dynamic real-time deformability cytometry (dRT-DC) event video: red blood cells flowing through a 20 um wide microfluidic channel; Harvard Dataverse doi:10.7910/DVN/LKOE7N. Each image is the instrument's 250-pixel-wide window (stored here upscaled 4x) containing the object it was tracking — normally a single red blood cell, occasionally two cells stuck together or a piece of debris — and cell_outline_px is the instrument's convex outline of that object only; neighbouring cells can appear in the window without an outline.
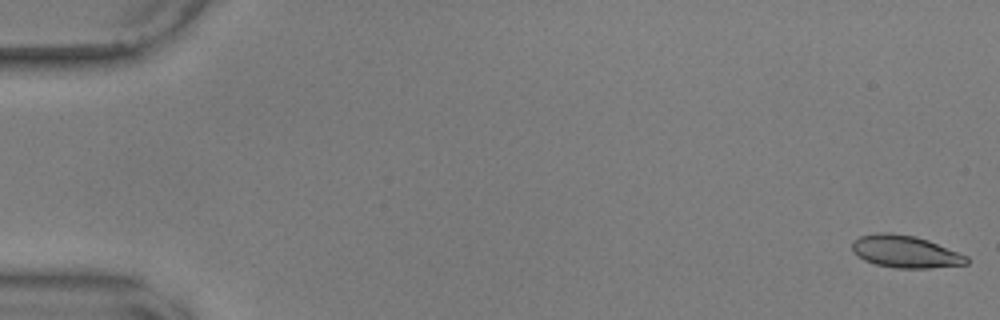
{"species": "common noctule bat (a hibernating species)", "species_latin": "Nyctalus noctula", "temperature_condition": "warm", "stored_images_in_passage": 57, "camera_frame_rate_fps": 3000, "um_per_image_px": 0.085, "animal": {"sex": "male", "body_mass_g": 17.9, "forearm_length_mm": 54.2}, "frame": {"image": 1, "passage_image": 1, "time_ms": 0.0, "image_size_px": [1000, 320], "cell_outline_px": [[968, 264], [932, 268], [896, 268], [876, 264], [864, 260], [852, 252], [852, 240], [860, 236], [876, 232], [888, 232], [916, 236], [928, 240], [968, 256]], "centroid_in_image_um": [76.93, 21.38], "position_along_channel_um": 8.1, "area_um2": 21.68}}
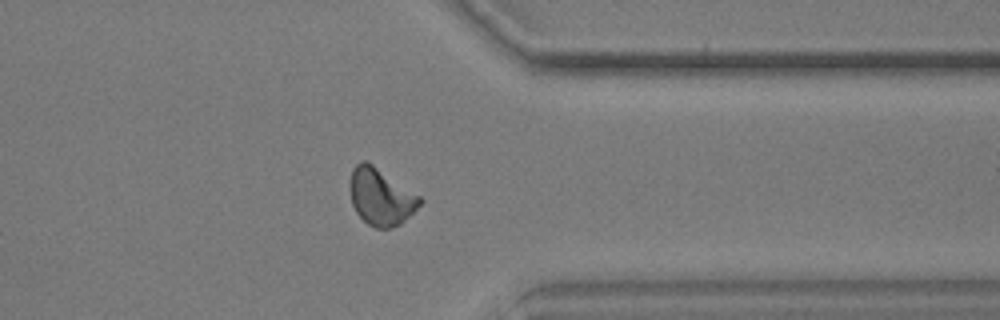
{"frame": {"image": 2, "passage_image": 45, "time_ms": 14.667, "image_size_px": [1000, 320], "cell_outline_px": [[424, 200], [400, 224], [392, 228], [376, 228], [368, 224], [356, 212], [352, 204], [348, 184], [352, 168], [360, 160], [364, 160], [372, 164], [420, 196]], "centroid_in_image_um": [32.33, 16.71], "position_along_channel_um": 379.1, "area_um2": 23.06}}
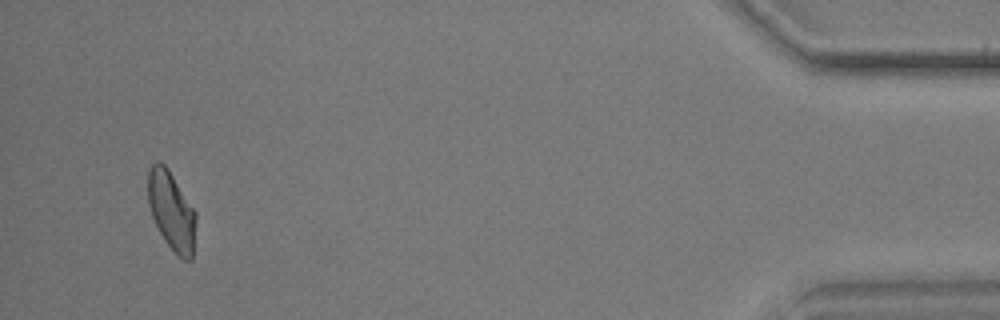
{"frame": {"image": 3, "passage_image": 54, "time_ms": 17.667, "image_size_px": [1000, 320], "cell_outline_px": [[196, 220], [192, 260], [184, 260], [164, 240], [152, 216], [148, 204], [148, 168], [152, 164], [164, 164], [168, 168], [196, 212]], "centroid_in_image_um": [14.58, 17.92], "position_along_channel_um": 420.6, "area_um2": 21.68}}